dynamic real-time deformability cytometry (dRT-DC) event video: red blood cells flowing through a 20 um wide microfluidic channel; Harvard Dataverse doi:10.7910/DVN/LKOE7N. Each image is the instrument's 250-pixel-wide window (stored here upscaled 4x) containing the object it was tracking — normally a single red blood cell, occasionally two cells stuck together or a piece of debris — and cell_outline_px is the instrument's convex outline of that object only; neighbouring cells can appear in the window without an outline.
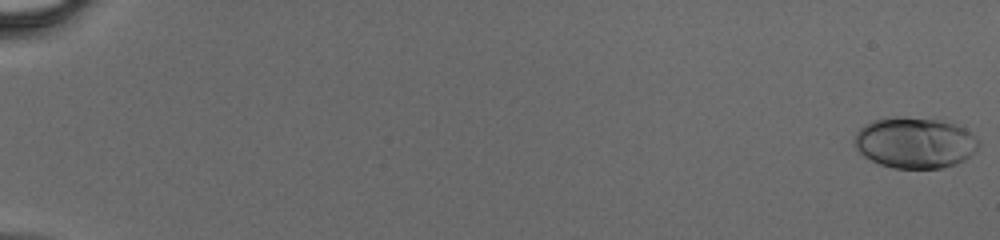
{"species": "human", "species_latin": "Homo sapiens", "temperature_condition": "cold", "stored_images_in_passage": 48, "camera_frame_rate_fps": 3000, "um_per_image_px": 0.085, "donor": {"sex": "male"}, "frame": {"image": 1, "passage_image": 1, "time_ms": 0.0, "image_size_px": [1000, 240], "cell_outline_px": [[976, 148], [964, 160], [956, 164], [940, 168], [892, 168], [880, 164], [864, 156], [852, 144], [856, 132], [864, 124], [876, 120], [936, 120], [952, 124], [964, 128], [976, 140]], "centroid_in_image_um": [77.7, 12.19], "position_along_channel_um": 7.3, "area_um2": 35.43}}
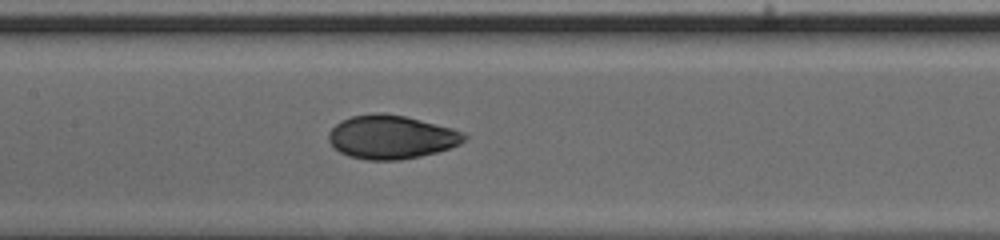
{"frame": {"image": 2, "passage_image": 26, "time_ms": 8.333, "image_size_px": [1000, 240], "cell_outline_px": [[468, 136], [460, 144], [436, 152], [420, 156], [400, 160], [368, 160], [348, 156], [340, 152], [328, 140], [328, 132], [340, 120], [352, 116], [376, 112], [380, 112], [404, 116], [452, 128], [464, 132]], "centroid_in_image_um": [33.24, 11.64], "position_along_channel_um": 174.2, "area_um2": 34.39}}
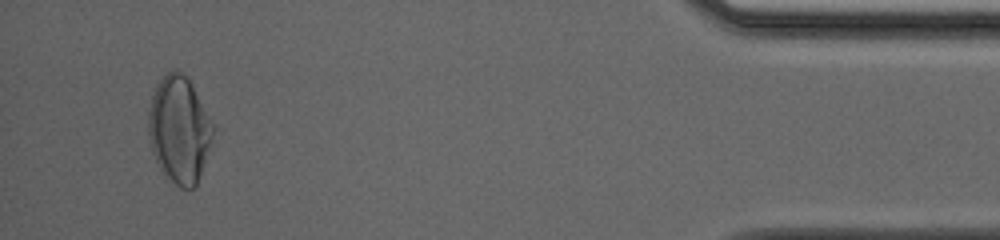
{"frame": {"image": 3, "passage_image": 46, "time_ms": 15.0, "image_size_px": [1000, 240], "cell_outline_px": [[216, 128], [196, 184], [192, 188], [180, 188], [164, 176], [156, 164], [152, 152], [148, 132], [148, 112], [152, 96], [156, 84], [172, 68], [176, 68], [188, 80], [216, 124]], "centroid_in_image_um": [15.23, 11.02], "position_along_channel_um": 420.0, "area_um2": 40.34}}